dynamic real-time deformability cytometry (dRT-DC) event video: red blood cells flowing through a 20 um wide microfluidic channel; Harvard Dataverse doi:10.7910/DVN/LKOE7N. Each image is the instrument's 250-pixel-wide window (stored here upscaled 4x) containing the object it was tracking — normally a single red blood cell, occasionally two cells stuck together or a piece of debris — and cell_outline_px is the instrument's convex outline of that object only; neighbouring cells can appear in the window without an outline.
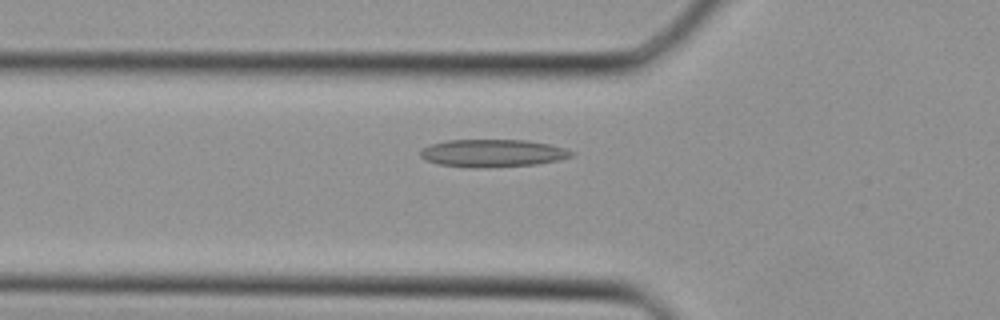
{"species": "Egyptian fruit bat (a non-hibernating species)", "species_latin": "Rousettus aegyptiacus", "temperature_condition": "cold", "stored_images_in_passage": 29, "camera_frame_rate_fps": 3000, "um_per_image_px": 0.085, "animal": {"sex": "female"}, "frame": {"image": 1, "passage_image": 5, "time_ms": 1.333, "image_size_px": [1000, 320], "cell_outline_px": [[576, 152], [572, 156], [560, 160], [536, 164], [488, 168], [468, 168], [436, 164], [424, 160], [420, 156], [420, 148], [432, 144], [448, 140], [524, 140], [548, 144], [564, 148]], "centroid_in_image_um": [41.83, 13.03], "position_along_channel_um": 84.0, "area_um2": 24.62}}
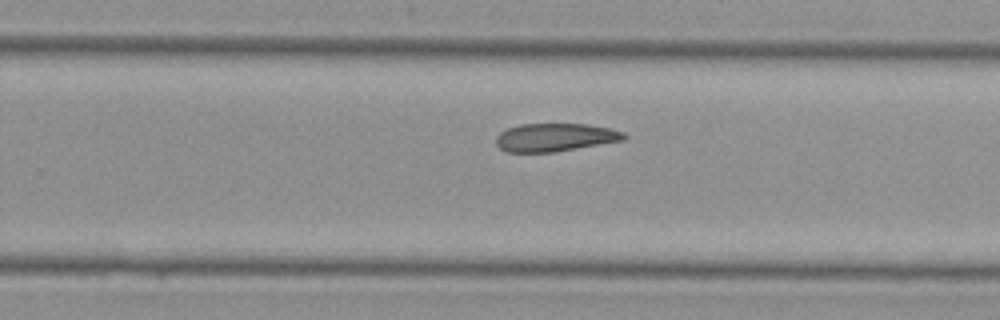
{"frame": {"image": 2, "passage_image": 16, "time_ms": 5.0, "image_size_px": [1000, 320], "cell_outline_px": [[628, 136], [624, 140], [552, 152], [504, 152], [496, 144], [496, 136], [500, 132], [508, 128], [520, 124], [588, 124], [608, 128], [624, 132]], "centroid_in_image_um": [47.16, 11.67], "position_along_channel_um": 282.6, "area_um2": 20.87}}
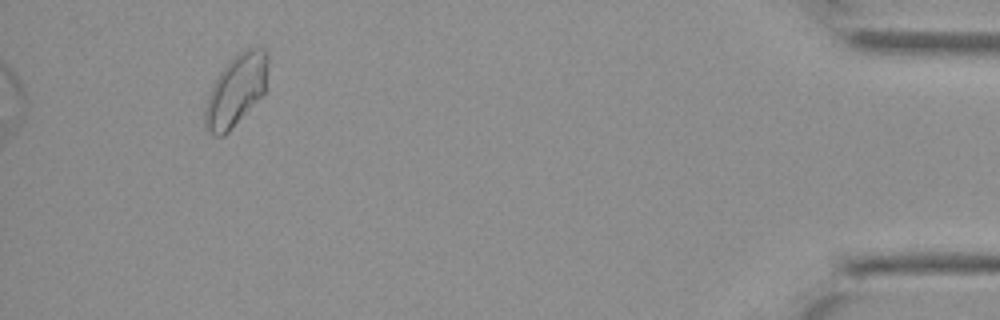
{"frame": {"image": 3, "passage_image": 27, "time_ms": 8.667, "image_size_px": [1000, 320], "cell_outline_px": [[268, 64], [264, 92], [228, 132], [224, 136], [216, 136], [208, 132], [204, 128], [204, 108], [212, 84], [216, 76], [228, 60], [240, 52], [248, 48], [264, 48], [268, 52]], "centroid_in_image_um": [20.02, 7.66], "position_along_channel_um": 415.2, "area_um2": 26.13}}